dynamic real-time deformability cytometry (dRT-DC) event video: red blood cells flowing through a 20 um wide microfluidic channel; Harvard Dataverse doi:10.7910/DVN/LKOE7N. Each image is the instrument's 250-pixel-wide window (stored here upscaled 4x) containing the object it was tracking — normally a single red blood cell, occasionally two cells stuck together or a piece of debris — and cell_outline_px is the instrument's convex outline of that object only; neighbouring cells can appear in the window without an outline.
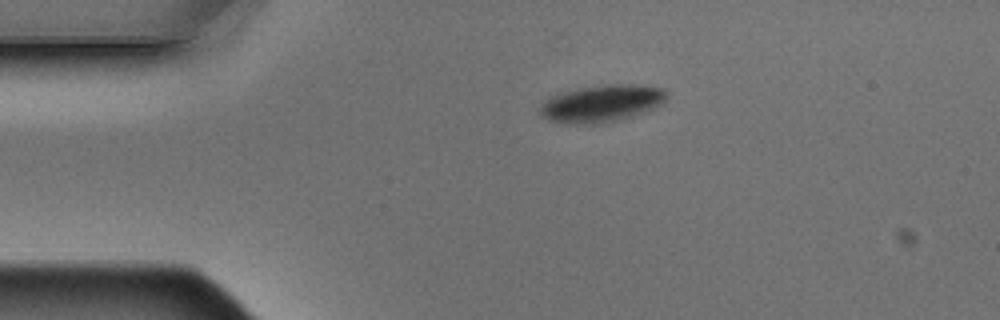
{"species": "Egyptian fruit bat (a non-hibernating species)", "species_latin": "Rousettus aegyptiacus", "temperature_condition": "warm", "stored_images_in_passage": 2, "camera_frame_rate_fps": 3000, "um_per_image_px": 0.085, "animal": {"sex": "male"}, "frame": {"image": 1, "passage_image": 1, "time_ms": 0.0, "image_size_px": [1000, 320], "cell_outline_px": [[668, 100], [652, 108], [632, 116], [620, 120], [600, 124], [568, 124], [548, 120], [540, 116], [540, 108], [548, 96], [580, 88], [604, 84], [636, 84], [664, 88], [668, 92]], "centroid_in_image_um": [51.15, 8.79], "position_along_channel_um": 33.8, "area_um2": 27.69}}